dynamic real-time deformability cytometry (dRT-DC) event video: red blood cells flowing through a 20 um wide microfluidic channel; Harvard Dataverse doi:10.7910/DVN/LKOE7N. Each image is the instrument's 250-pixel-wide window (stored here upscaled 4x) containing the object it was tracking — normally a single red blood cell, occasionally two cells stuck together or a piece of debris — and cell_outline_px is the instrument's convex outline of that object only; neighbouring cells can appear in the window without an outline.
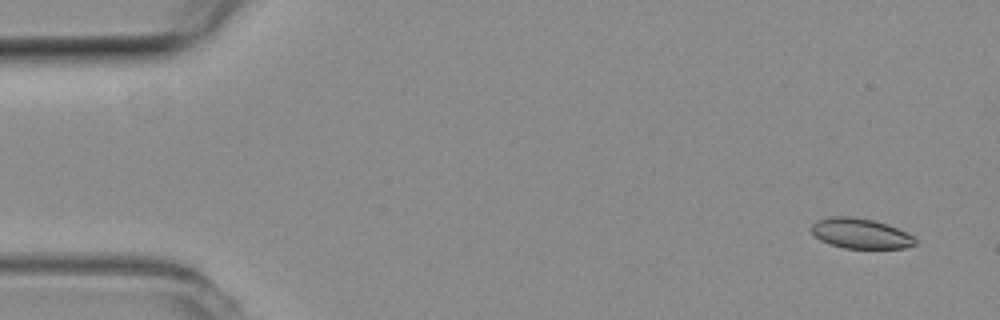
{"species": "common noctule bat (a hibernating species)", "species_latin": "Nyctalus noctula", "temperature_condition": "room temperature", "stored_images_in_passage": 20, "camera_frame_rate_fps": 3000, "um_per_image_px": 0.085, "animal": {"sex": "female", "body_mass_g": 19.3, "forearm_length_mm": 54.1}, "frame": {"image": 1, "passage_image": 3, "time_ms": 0.667, "image_size_px": [1000, 320], "cell_outline_px": [[916, 244], [904, 248], [844, 248], [828, 244], [820, 240], [812, 232], [812, 224], [816, 220], [832, 216], [852, 216], [872, 220], [888, 224], [912, 236], [916, 240]], "centroid_in_image_um": [73.11, 19.84], "position_along_channel_um": 11.9, "area_um2": 18.15}}
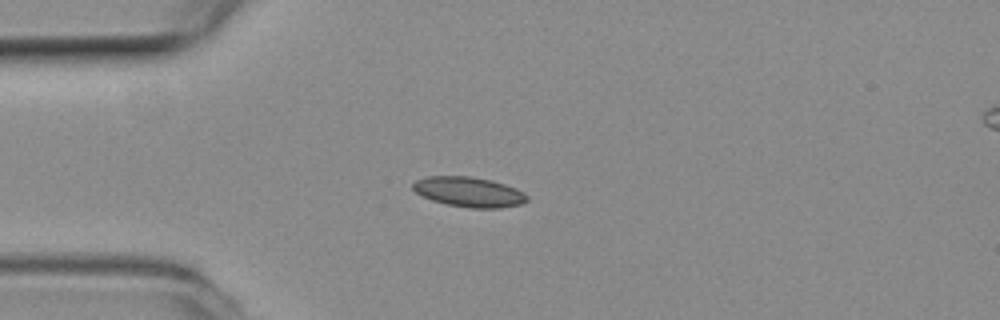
{"frame": {"image": 2, "passage_image": 14, "time_ms": 4.333, "image_size_px": [1000, 320], "cell_outline_px": [[528, 200], [524, 204], [500, 208], [468, 208], [444, 204], [432, 200], [416, 192], [412, 188], [412, 184], [416, 180], [428, 176], [472, 176], [492, 180], [516, 188], [524, 192], [528, 196]], "centroid_in_image_um": [39.89, 16.32], "position_along_channel_um": 45.1, "area_um2": 20.17}}
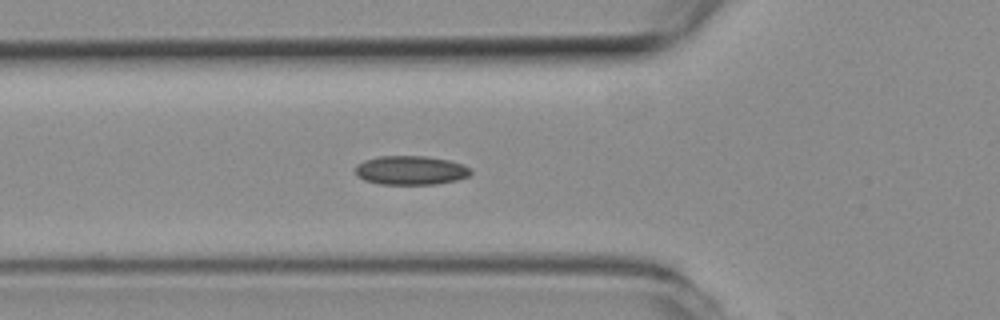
{"frame": {"image": 3, "passage_image": 19, "time_ms": 6.0, "image_size_px": [1000, 320], "cell_outline_px": [[472, 172], [468, 176], [456, 180], [436, 184], [376, 184], [364, 180], [356, 176], [356, 164], [364, 160], [380, 156], [424, 156], [448, 160], [464, 164], [472, 168]], "centroid_in_image_um": [34.91, 14.48], "position_along_channel_um": 90.9, "area_um2": 19.65}}